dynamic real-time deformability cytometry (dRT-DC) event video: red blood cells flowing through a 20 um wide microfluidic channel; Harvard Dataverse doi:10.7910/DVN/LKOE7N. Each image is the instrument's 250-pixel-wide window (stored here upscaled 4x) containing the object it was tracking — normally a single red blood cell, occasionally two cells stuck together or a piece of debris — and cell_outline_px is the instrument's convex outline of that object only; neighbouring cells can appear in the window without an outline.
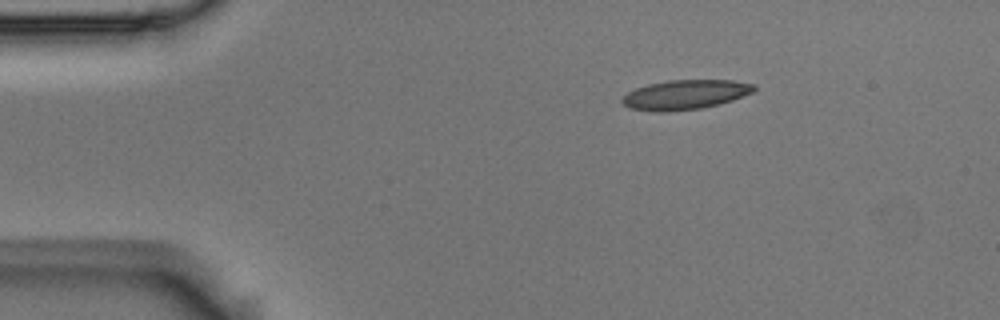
{"species": "Egyptian fruit bat (a non-hibernating species)", "species_latin": "Rousettus aegyptiacus", "temperature_condition": "room temperature", "stored_images_in_passage": 2, "camera_frame_rate_fps": 3000, "um_per_image_px": 0.085, "animal": {"sex": "male"}, "frame": {"image": 1, "passage_image": 1, "time_ms": 0.0, "image_size_px": [1000, 320], "cell_outline_px": [[756, 88], [752, 92], [732, 100], [700, 108], [664, 112], [656, 112], [632, 108], [624, 104], [620, 100], [628, 92], [636, 88], [648, 84], [668, 80], [732, 80], [756, 84]], "centroid_in_image_um": [58.24, 8.03], "position_along_channel_um": 26.8, "area_um2": 22.48}}